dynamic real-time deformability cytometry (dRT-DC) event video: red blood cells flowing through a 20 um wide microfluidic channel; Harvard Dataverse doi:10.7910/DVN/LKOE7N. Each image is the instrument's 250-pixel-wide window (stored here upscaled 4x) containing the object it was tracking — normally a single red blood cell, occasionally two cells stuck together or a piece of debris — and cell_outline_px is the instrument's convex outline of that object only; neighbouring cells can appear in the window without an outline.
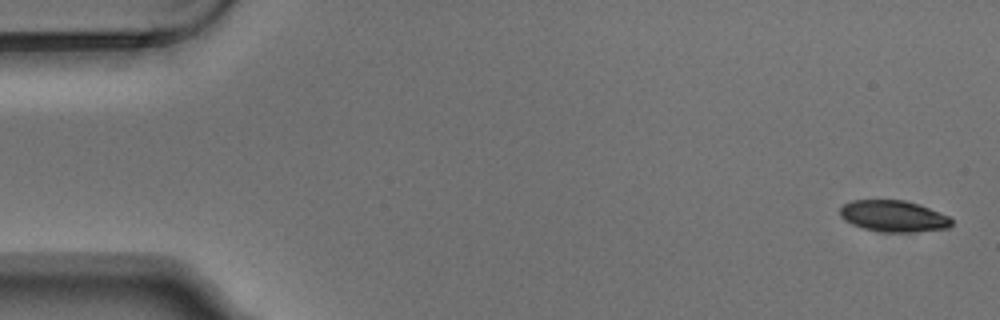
{"species": "Egyptian fruit bat (a non-hibernating species)", "species_latin": "Rousettus aegyptiacus", "temperature_condition": "warm", "stored_images_in_passage": 5, "camera_frame_rate_fps": 3000, "um_per_image_px": 0.085, "animal": {"sex": "male"}, "frame": {"image": 1, "passage_image": 1, "time_ms": 0.0, "image_size_px": [1000, 320], "cell_outline_px": [[952, 224], [948, 228], [916, 232], [880, 232], [864, 228], [852, 224], [844, 220], [840, 216], [840, 208], [844, 204], [852, 200], [904, 200], [920, 204], [948, 216], [952, 220]], "centroid_in_image_um": [75.94, 18.37], "position_along_channel_um": 9.1, "area_um2": 20.46}}
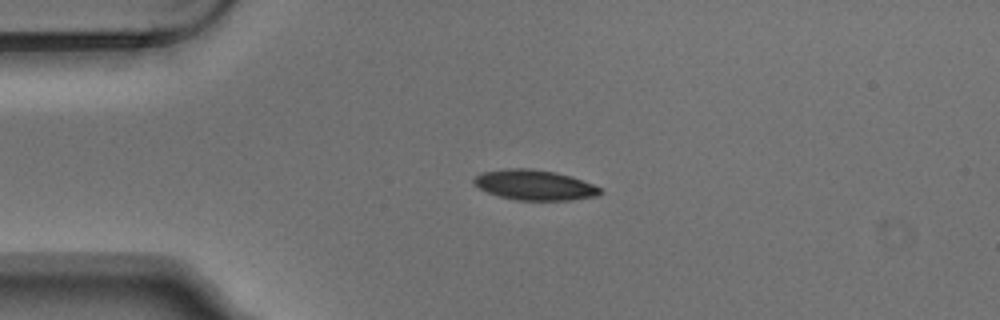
{"frame": {"image": 2, "passage_image": 4, "time_ms": 1.0, "image_size_px": [1000, 320], "cell_outline_px": [[604, 192], [596, 196], [572, 200], [516, 200], [500, 196], [488, 192], [480, 188], [472, 180], [480, 172], [508, 168], [528, 168], [556, 172], [572, 176], [592, 184], [600, 188]], "centroid_in_image_um": [45.45, 15.72], "position_along_channel_um": 39.5, "area_um2": 22.2}}